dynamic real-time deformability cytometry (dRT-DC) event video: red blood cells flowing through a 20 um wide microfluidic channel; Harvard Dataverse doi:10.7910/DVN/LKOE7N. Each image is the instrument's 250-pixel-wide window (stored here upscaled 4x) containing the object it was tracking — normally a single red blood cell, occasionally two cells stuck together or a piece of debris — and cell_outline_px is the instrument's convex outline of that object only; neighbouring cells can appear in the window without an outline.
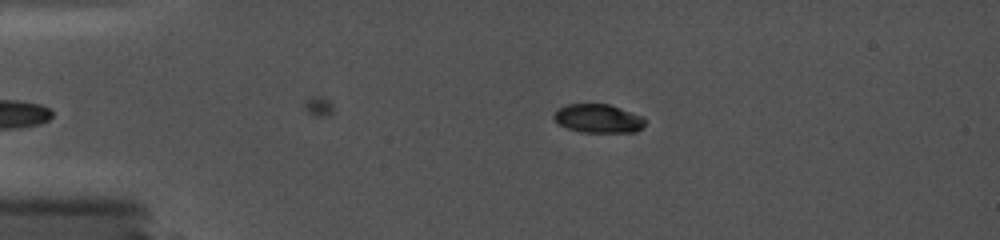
{"species": "common noctule bat (a hibernating species)", "species_latin": "Nyctalus noctula", "temperature_condition": "cold", "stored_images_in_passage": 7, "camera_frame_rate_fps": 5000, "um_per_image_px": 0.085, "animal": {"sex": "female", "body_mass_g": 19.0, "forearm_length_mm": 56.7}, "frame": {"image": 1, "passage_image": 1, "time_ms": 0.0, "image_size_px": [1000, 240], "cell_outline_px": [[644, 124], [636, 132], [580, 132], [568, 128], [560, 124], [552, 116], [556, 108], [568, 104], [608, 104], [644, 116]], "centroid_in_image_um": [50.83, 10.06], "position_along_channel_um": 34.2, "area_um2": 15.2}}
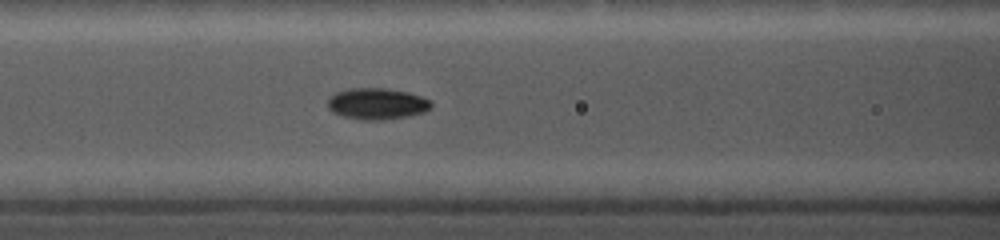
{"frame": {"image": 2, "passage_image": 7, "time_ms": 4.0, "image_size_px": [1000, 240], "cell_outline_px": [[432, 108], [424, 112], [412, 116], [380, 120], [360, 120], [344, 116], [332, 112], [328, 108], [328, 96], [336, 92], [348, 88], [388, 88], [408, 92], [420, 96], [428, 100], [432, 104]], "centroid_in_image_um": [32.03, 8.82], "position_along_channel_um": 134.6, "area_um2": 19.13}}